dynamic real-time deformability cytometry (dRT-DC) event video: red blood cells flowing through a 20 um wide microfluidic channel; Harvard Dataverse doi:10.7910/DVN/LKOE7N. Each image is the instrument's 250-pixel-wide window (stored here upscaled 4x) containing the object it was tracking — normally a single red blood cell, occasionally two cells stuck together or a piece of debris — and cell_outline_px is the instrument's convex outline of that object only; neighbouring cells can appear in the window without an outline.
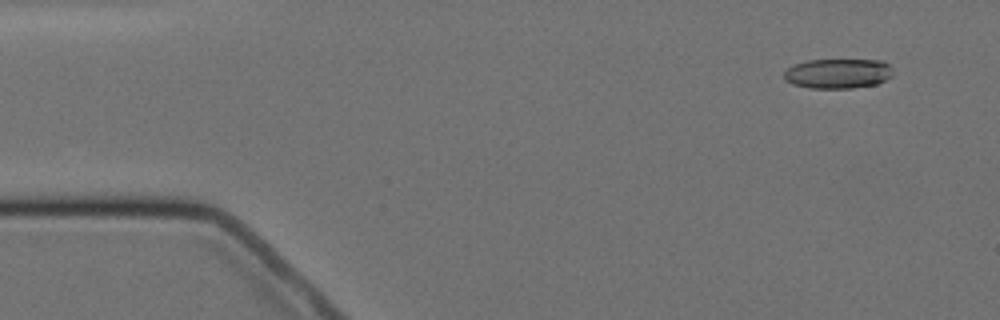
{"species": "Egyptian fruit bat (a non-hibernating species)", "species_latin": "Rousettus aegyptiacus", "temperature_condition": "cold", "stored_images_in_passage": 15, "camera_frame_rate_fps": 3000, "um_per_image_px": 0.085, "animal": {"sex": "female"}, "frame": {"image": 1, "passage_image": 2, "time_ms": 1.0, "image_size_px": [1000, 320], "cell_outline_px": [[892, 76], [876, 84], [852, 88], [808, 88], [792, 84], [784, 80], [784, 72], [788, 68], [796, 64], [808, 60], [880, 60], [888, 64], [892, 68]], "centroid_in_image_um": [71.21, 6.25], "position_along_channel_um": 13.8, "area_um2": 18.9}}
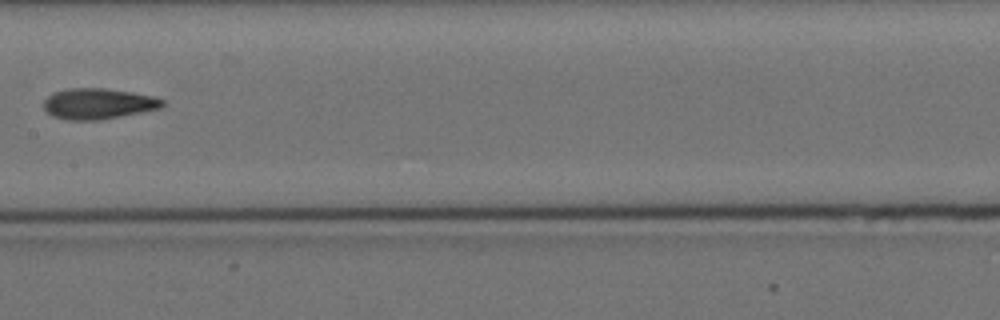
{"frame": {"image": 2, "passage_image": 8, "time_ms": 9.0, "image_size_px": [1000, 320], "cell_outline_px": [[164, 104], [160, 108], [100, 120], [68, 120], [52, 116], [44, 108], [44, 100], [52, 92], [68, 88], [104, 88], [132, 92], [152, 96], [164, 100]], "centroid_in_image_um": [8.31, 8.81], "position_along_channel_um": 199.1, "area_um2": 21.21}}
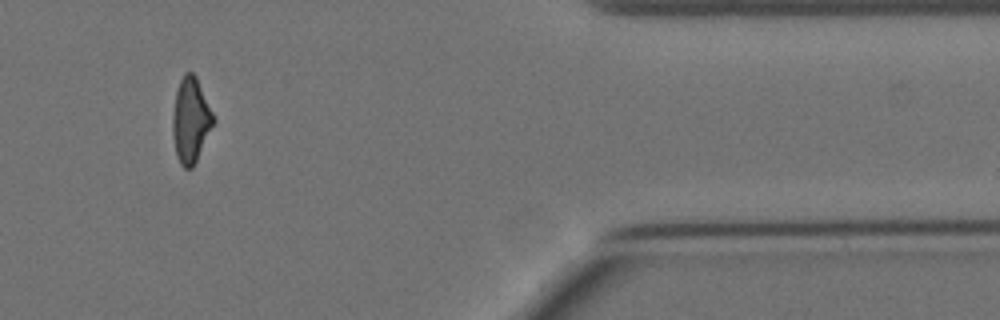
{"frame": {"image": 3, "passage_image": 13, "time_ms": 15.667, "image_size_px": [1000, 320], "cell_outline_px": [[216, 120], [192, 168], [184, 168], [180, 164], [176, 156], [172, 136], [172, 116], [176, 92], [180, 80], [184, 72], [192, 72], [196, 76]], "centroid_in_image_um": [16.2, 10.22], "position_along_channel_um": 395.2, "area_um2": 20.17}, "authors_computed_cell_mechanics": {"area_um2": 20.9236, "velocity_mm_per_s": 3.5015, "shape_relaxation_time_tau1_ms": 5.8019, "shape_relaxation_time_tau2_ms": 4.127, "deformation_change_tau1": 0.1655, "deformation_change_tau2": 0.1263}}